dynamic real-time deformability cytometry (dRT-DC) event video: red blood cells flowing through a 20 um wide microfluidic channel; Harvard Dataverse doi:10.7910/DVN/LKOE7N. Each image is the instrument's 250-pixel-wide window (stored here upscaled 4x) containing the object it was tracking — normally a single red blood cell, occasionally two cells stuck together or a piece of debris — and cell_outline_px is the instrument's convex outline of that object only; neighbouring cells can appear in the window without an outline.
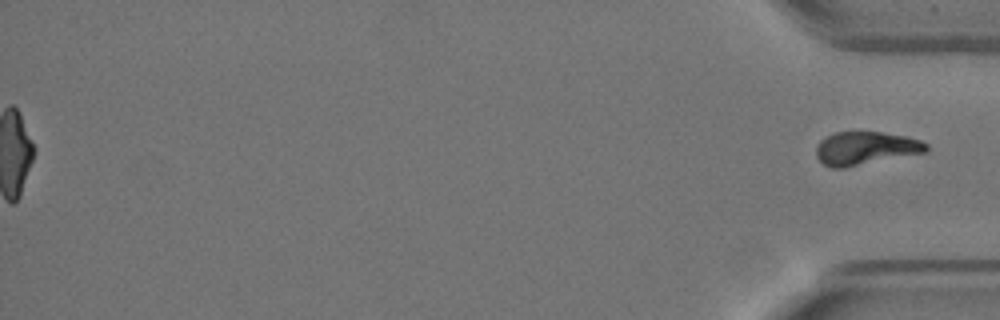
{"species": "Egyptian fruit bat (a non-hibernating species)", "species_latin": "Rousettus aegyptiacus", "temperature_condition": "warm", "stored_images_in_passage": 54, "segment_of_instrument_passage": [2, 2], "camera_frame_rate_fps": 3000, "um_per_image_px": 0.085, "animal": {"sex": "female"}, "frame": {"image": 1, "passage_image": 54, "time_ms": 17.667, "image_size_px": [1000, 320], "cell_outline_px": [[928, 152], [844, 168], [832, 168], [824, 164], [816, 156], [816, 148], [820, 140], [836, 132], [880, 132], [904, 136], [920, 140], [928, 144]], "centroid_in_image_um": [73.59, 12.61], "position_along_channel_um": 361.6, "area_um2": 21.27}}